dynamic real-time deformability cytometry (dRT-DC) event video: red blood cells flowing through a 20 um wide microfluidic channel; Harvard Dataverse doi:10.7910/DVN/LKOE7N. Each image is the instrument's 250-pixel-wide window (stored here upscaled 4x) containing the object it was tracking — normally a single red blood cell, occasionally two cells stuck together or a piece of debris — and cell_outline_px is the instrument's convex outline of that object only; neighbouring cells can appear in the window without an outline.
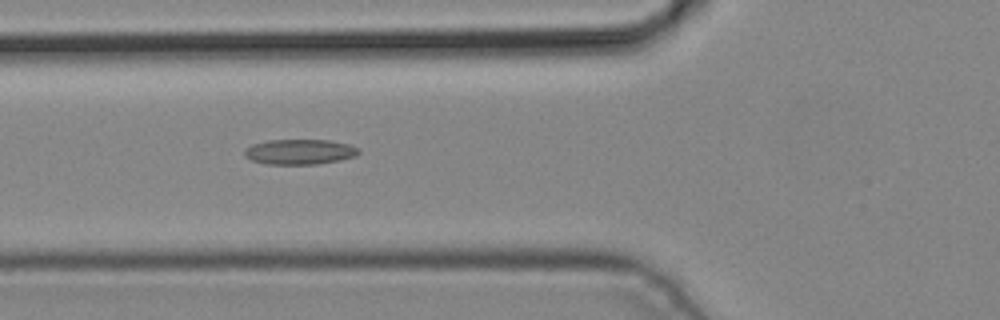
{"species": "common noctule bat (a hibernating species)", "species_latin": "Nyctalus noctula", "temperature_condition": "cold", "stored_images_in_passage": 3, "camera_frame_rate_fps": 3000, "um_per_image_px": 0.085, "animal": {"sex": "male", "body_mass_g": 19.2, "forearm_length_mm": 51.8}, "frame": {"image": 1, "passage_image": 2, "time_ms": 0.333, "image_size_px": [1000, 320], "cell_outline_px": [[360, 152], [356, 156], [340, 160], [316, 164], [264, 164], [252, 160], [244, 156], [244, 148], [252, 144], [268, 140], [328, 140], [348, 144], [360, 148]], "centroid_in_image_um": [25.46, 12.9], "position_along_channel_um": 100.3, "area_um2": 16.88}}
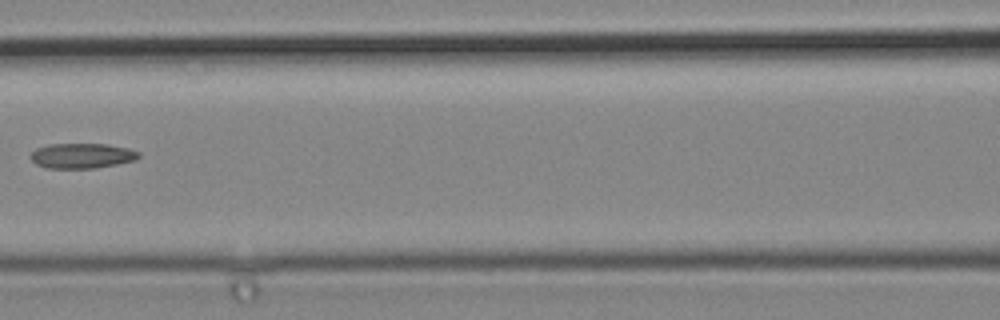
{"frame": {"image": 2, "passage_image": 3, "time_ms": 0.667, "image_size_px": [1000, 320], "cell_outline_px": [[140, 156], [136, 160], [96, 168], [48, 168], [36, 164], [32, 160], [32, 152], [36, 148], [48, 144], [108, 144], [128, 148], [140, 152]], "centroid_in_image_um": [6.99, 13.23], "position_along_channel_um": 159.6, "area_um2": 15.78}}